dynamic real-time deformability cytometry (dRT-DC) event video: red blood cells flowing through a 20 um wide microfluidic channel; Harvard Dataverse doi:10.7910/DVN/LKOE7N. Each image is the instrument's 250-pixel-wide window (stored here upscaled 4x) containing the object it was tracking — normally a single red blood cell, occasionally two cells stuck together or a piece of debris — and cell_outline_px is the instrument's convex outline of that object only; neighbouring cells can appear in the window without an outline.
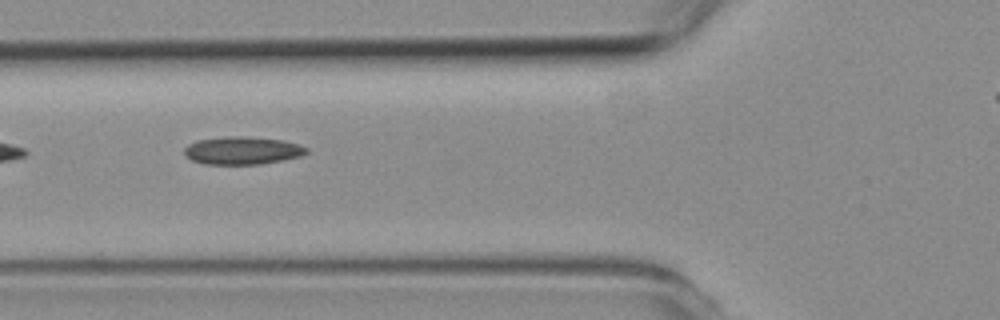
{"species": "common noctule bat (a hibernating species)", "species_latin": "Nyctalus noctula", "temperature_condition": "room temperature", "stored_images_in_passage": 5, "camera_frame_rate_fps": 3000, "um_per_image_px": 0.085, "animal": {"sex": "female", "body_mass_g": 19.3, "forearm_length_mm": 54.1}, "frame": {"image": 1, "passage_image": 3, "time_ms": 2.333, "image_size_px": [1000, 320], "cell_outline_px": [[308, 152], [300, 156], [284, 160], [260, 164], [204, 164], [192, 160], [184, 156], [184, 148], [188, 144], [200, 140], [228, 136], [240, 136], [284, 140], [300, 144], [308, 148]], "centroid_in_image_um": [20.61, 12.8], "position_along_channel_um": 105.2, "area_um2": 19.83}}
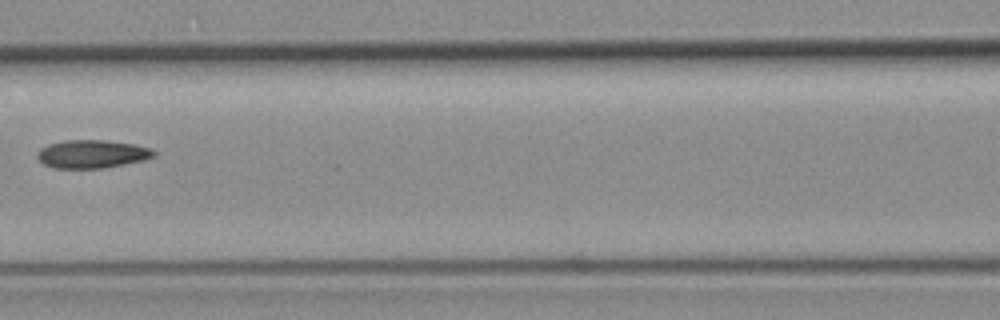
{"frame": {"image": 2, "passage_image": 4, "time_ms": 3.667, "image_size_px": [1000, 320], "cell_outline_px": [[156, 156], [144, 160], [104, 168], [52, 168], [44, 164], [36, 156], [36, 152], [40, 148], [48, 144], [64, 140], [104, 140], [136, 144], [152, 148], [156, 152]], "centroid_in_image_um": [7.83, 13.08], "position_along_channel_um": 158.8, "area_um2": 19.36}}
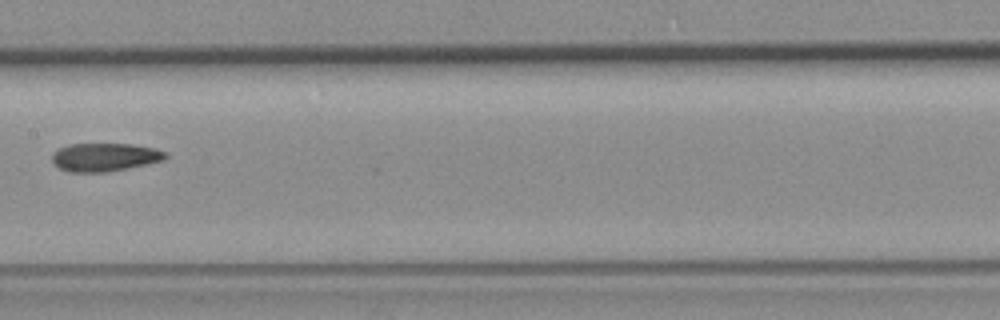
{"frame": {"image": 3, "passage_image": 5, "time_ms": 4.667, "image_size_px": [1000, 320], "cell_outline_px": [[168, 156], [164, 160], [148, 164], [108, 172], [68, 172], [52, 164], [52, 152], [68, 144], [132, 144], [156, 148], [164, 152]], "centroid_in_image_um": [8.88, 13.36], "position_along_channel_um": 198.5, "area_um2": 18.84}}